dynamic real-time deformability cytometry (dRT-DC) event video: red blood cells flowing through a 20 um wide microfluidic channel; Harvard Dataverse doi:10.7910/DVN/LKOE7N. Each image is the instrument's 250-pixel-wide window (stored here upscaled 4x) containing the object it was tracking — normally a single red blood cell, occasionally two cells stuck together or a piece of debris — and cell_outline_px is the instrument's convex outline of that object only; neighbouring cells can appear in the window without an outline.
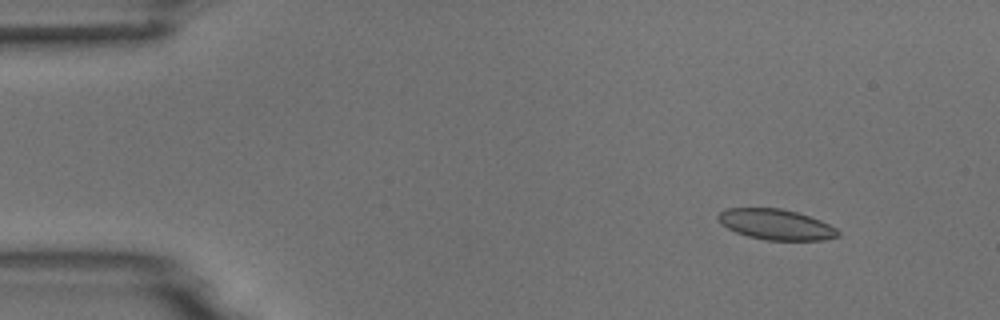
{"species": "common noctule bat (a hibernating species)", "species_latin": "Nyctalus noctula", "temperature_condition": "room temperature", "stored_images_in_passage": 4, "camera_frame_rate_fps": 3000, "um_per_image_px": 0.085, "animal": {"sex": "male", "body_mass_g": 18.8}, "frame": {"image": 1, "passage_image": 2, "time_ms": 1.0, "image_size_px": [1000, 320], "cell_outline_px": [[840, 236], [824, 240], [764, 240], [748, 236], [736, 232], [728, 228], [716, 216], [720, 212], [728, 208], [780, 208], [796, 212], [820, 220], [836, 228], [840, 232]], "centroid_in_image_um": [65.99, 19.08], "position_along_channel_um": 19.0, "area_um2": 21.15}}
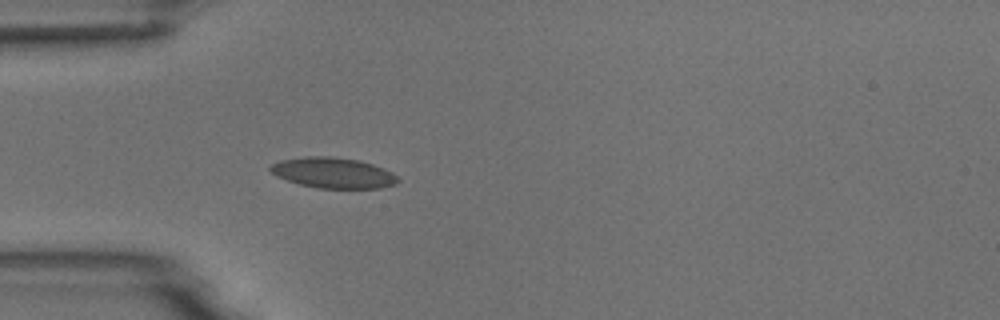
{"frame": {"image": 2, "passage_image": 4, "time_ms": 4.333, "image_size_px": [1000, 320], "cell_outline_px": [[400, 180], [396, 184], [380, 188], [316, 188], [300, 184], [276, 176], [268, 168], [272, 164], [280, 160], [304, 156], [332, 156], [360, 160], [384, 168], [392, 172]], "centroid_in_image_um": [28.33, 14.68], "position_along_channel_um": 56.7, "area_um2": 22.83}}